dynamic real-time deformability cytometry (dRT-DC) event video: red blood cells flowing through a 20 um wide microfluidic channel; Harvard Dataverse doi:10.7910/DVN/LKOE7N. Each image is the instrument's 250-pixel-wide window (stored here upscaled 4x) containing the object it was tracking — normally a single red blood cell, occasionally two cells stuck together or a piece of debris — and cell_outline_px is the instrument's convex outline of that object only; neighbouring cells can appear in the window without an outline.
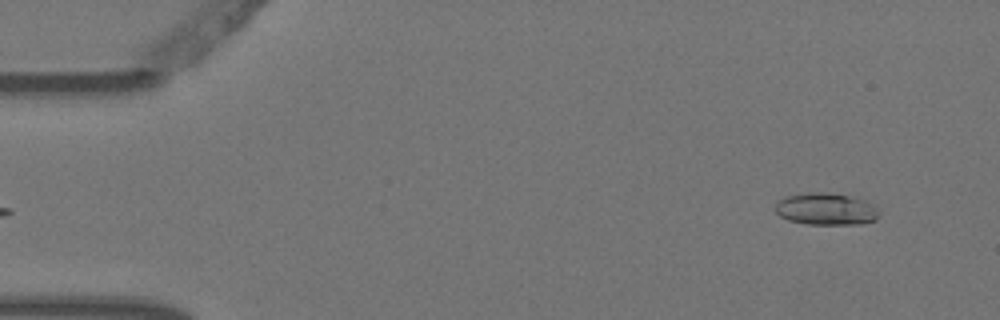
{"species": "Egyptian fruit bat (a non-hibernating species)", "species_latin": "Rousettus aegyptiacus", "temperature_condition": "warm", "stored_images_in_passage": 4, "camera_frame_rate_fps": 3000, "um_per_image_px": 0.085, "animal": {"sex": "female"}, "frame": {"image": 1, "passage_image": 4, "time_ms": 1.0, "image_size_px": [1000, 320], "cell_outline_px": [[876, 220], [860, 224], [808, 224], [788, 220], [780, 216], [772, 208], [780, 200], [788, 196], [808, 192], [828, 192], [848, 196], [864, 200], [872, 204], [876, 208]], "centroid_in_image_um": [70.16, 17.77], "position_along_channel_um": 14.8, "area_um2": 19.19}}